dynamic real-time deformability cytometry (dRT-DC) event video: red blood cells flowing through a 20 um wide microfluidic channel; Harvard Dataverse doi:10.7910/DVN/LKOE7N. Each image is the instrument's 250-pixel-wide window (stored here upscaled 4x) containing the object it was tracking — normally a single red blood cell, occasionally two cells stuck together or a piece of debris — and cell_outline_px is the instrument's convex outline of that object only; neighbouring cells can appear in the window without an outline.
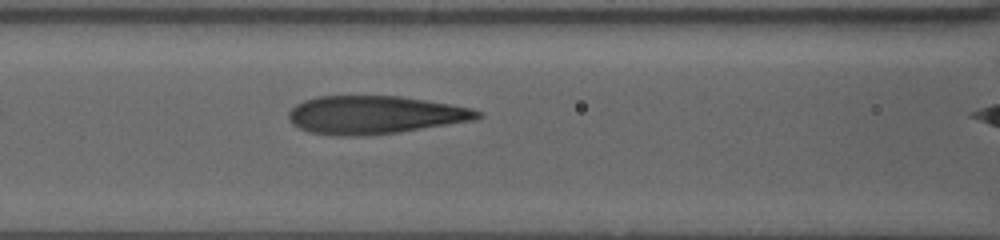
{"species": "human", "species_latin": "Homo sapiens", "temperature_condition": "warm", "stored_images_in_passage": 39, "camera_frame_rate_fps": 3000, "um_per_image_px": 0.085, "donor": {"sex": "female"}, "frame": {"image": 1, "passage_image": 3, "time_ms": 1.0, "image_size_px": [1000, 240], "cell_outline_px": [[484, 116], [472, 120], [396, 132], [360, 136], [336, 136], [308, 132], [292, 124], [288, 116], [288, 112], [296, 104], [304, 100], [316, 96], [400, 96], [472, 108], [480, 112]], "centroid_in_image_um": [31.78, 9.76], "position_along_channel_um": 134.8, "area_um2": 41.62}}
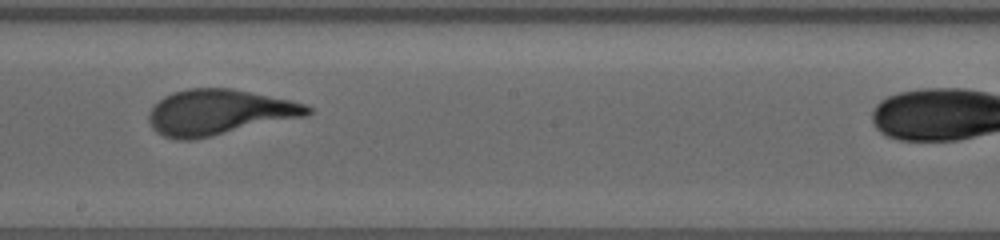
{"frame": {"image": 2, "passage_image": 15, "time_ms": 4.333, "image_size_px": [1000, 240], "cell_outline_px": [[312, 112], [308, 116], [196, 140], [176, 140], [164, 136], [156, 132], [152, 128], [148, 120], [148, 112], [164, 96], [172, 92], [188, 88], [232, 88], [308, 104], [312, 108]], "centroid_in_image_um": [18.63, 9.56], "position_along_channel_um": 229.6, "area_um2": 42.54}}
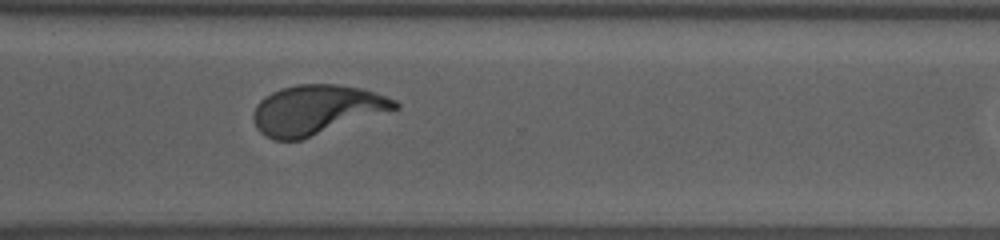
{"frame": {"image": 3, "passage_image": 38, "time_ms": 8.333, "image_size_px": [1000, 240], "cell_outline_px": [[400, 108], [300, 140], [272, 140], [260, 132], [256, 128], [252, 116], [252, 112], [256, 104], [264, 96], [280, 88], [296, 84], [336, 84], [360, 88], [396, 100], [400, 104]], "centroid_in_image_um": [26.86, 9.33], "position_along_channel_um": 343.7, "area_um2": 40.92}}